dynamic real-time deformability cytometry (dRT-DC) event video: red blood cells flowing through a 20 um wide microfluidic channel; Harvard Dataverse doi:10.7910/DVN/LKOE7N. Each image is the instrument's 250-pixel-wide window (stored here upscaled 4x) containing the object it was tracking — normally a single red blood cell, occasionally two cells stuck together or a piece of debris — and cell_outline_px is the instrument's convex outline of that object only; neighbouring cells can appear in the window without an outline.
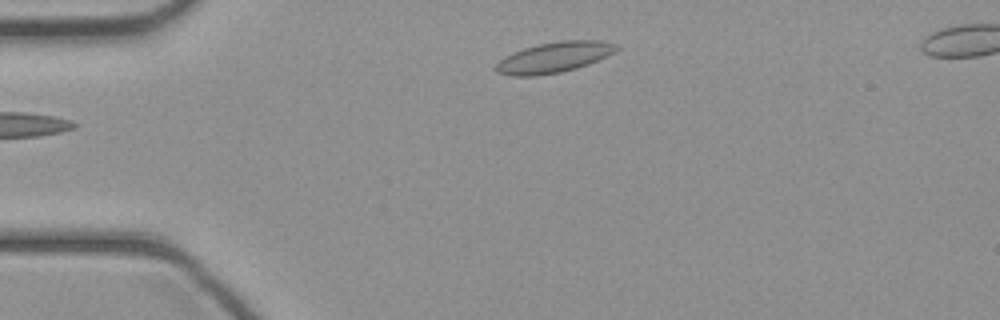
{"species": "common noctule bat (a hibernating species)", "species_latin": "Nyctalus noctula", "temperature_condition": "cold", "stored_images_in_passage": 31, "camera_frame_rate_fps": 3000, "um_per_image_px": 0.085, "animal": {"sex": "female", "body_mass_g": 21.9}, "frame": {"image": 1, "passage_image": 1, "time_ms": 0.0, "image_size_px": [1000, 320], "cell_outline_px": [[620, 48], [616, 52], [588, 64], [576, 68], [560, 72], [536, 76], [512, 76], [496, 72], [496, 64], [504, 56], [512, 52], [524, 48], [540, 44], [560, 40], [604, 40], [616, 44]], "centroid_in_image_um": [47.12, 4.86], "position_along_channel_um": 37.9, "area_um2": 21.56}}
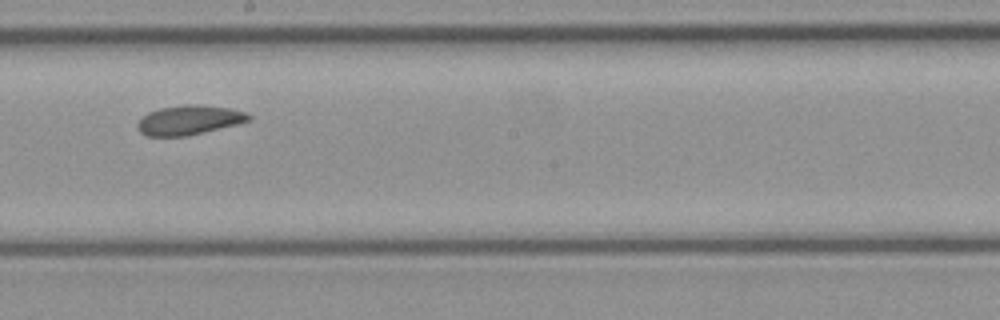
{"frame": {"image": 2, "passage_image": 16, "time_ms": 5.0, "image_size_px": [1000, 320], "cell_outline_px": [[252, 120], [240, 124], [188, 136], [144, 136], [140, 132], [136, 124], [148, 112], [160, 108], [184, 104], [200, 104], [228, 108], [244, 112], [252, 116]], "centroid_in_image_um": [16.1, 10.21], "position_along_channel_um": 232.1, "area_um2": 19.31}}
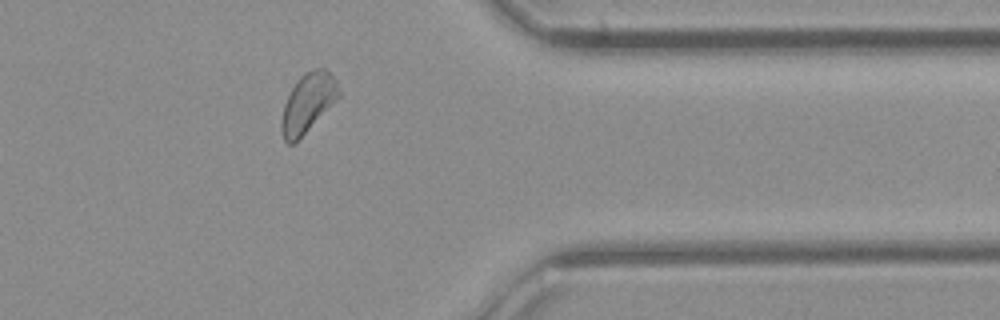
{"frame": {"image": 3, "passage_image": 27, "time_ms": 8.667, "image_size_px": [1000, 320], "cell_outline_px": [[340, 96], [292, 144], [288, 144], [284, 140], [280, 128], [280, 120], [284, 104], [296, 80], [300, 76], [316, 68], [324, 68], [336, 80], [340, 92]], "centroid_in_image_um": [26.14, 8.73], "position_along_channel_um": 385.3, "area_um2": 19.13}}